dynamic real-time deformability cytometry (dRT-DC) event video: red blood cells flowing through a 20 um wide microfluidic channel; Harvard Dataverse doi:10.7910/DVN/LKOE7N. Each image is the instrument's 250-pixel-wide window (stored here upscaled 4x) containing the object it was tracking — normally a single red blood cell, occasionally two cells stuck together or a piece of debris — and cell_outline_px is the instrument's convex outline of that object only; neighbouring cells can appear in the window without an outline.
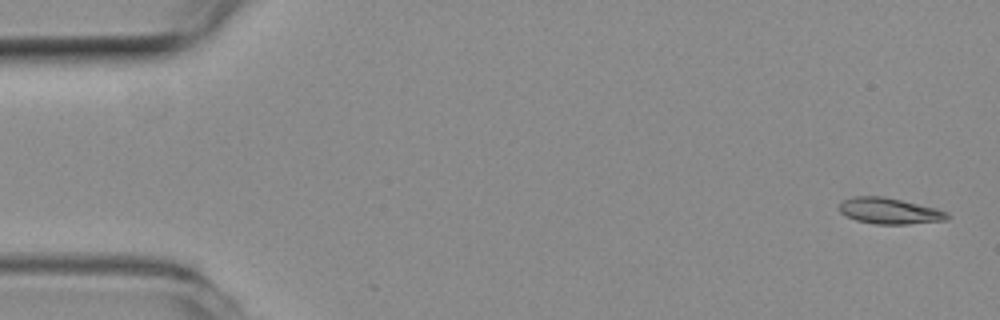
{"species": "common noctule bat (a hibernating species)", "species_latin": "Nyctalus noctula", "temperature_condition": "room temperature", "stored_images_in_passage": 54, "camera_frame_rate_fps": 3000, "um_per_image_px": 0.085, "animal": {"sex": "female", "body_mass_g": 19.3, "forearm_length_mm": 54.1}, "frame": {"image": 1, "passage_image": 1, "time_ms": 0.0, "image_size_px": [1000, 320], "cell_outline_px": [[948, 216], [944, 220], [908, 224], [876, 224], [856, 220], [840, 212], [840, 204], [844, 200], [856, 196], [884, 196], [936, 208], [948, 212]], "centroid_in_image_um": [75.6, 17.92], "position_along_channel_um": 9.4, "area_um2": 16.13}}
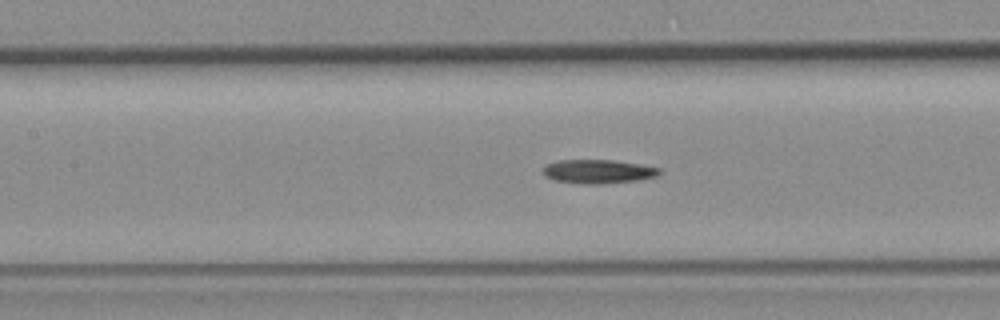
{"frame": {"image": 2, "passage_image": 23, "time_ms": 7.333, "image_size_px": [1000, 320], "cell_outline_px": [[660, 172], [656, 176], [636, 180], [600, 184], [584, 184], [556, 180], [544, 176], [544, 168], [548, 164], [560, 160], [612, 160], [660, 168]], "centroid_in_image_um": [50.82, 14.58], "position_along_channel_um": 156.6, "area_um2": 15.78}}
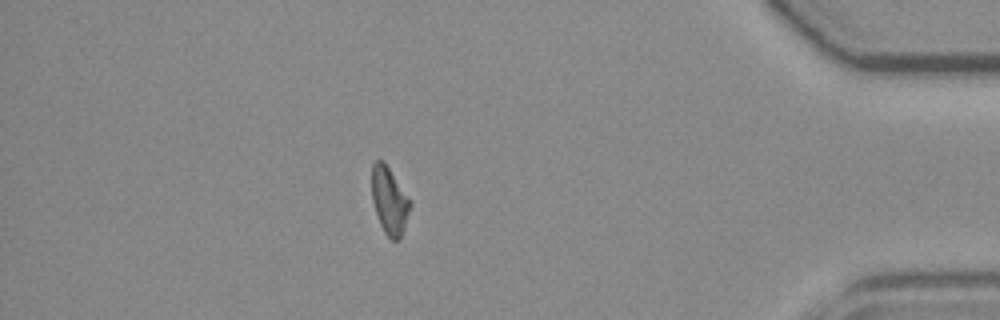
{"frame": {"image": 3, "passage_image": 46, "time_ms": 15.0, "image_size_px": [1000, 320], "cell_outline_px": [[412, 204], [400, 240], [392, 240], [384, 232], [380, 224], [372, 200], [372, 164], [376, 160], [384, 160]], "centroid_in_image_um": [33.09, 17.06], "position_along_channel_um": 402.1, "area_um2": 14.85}}